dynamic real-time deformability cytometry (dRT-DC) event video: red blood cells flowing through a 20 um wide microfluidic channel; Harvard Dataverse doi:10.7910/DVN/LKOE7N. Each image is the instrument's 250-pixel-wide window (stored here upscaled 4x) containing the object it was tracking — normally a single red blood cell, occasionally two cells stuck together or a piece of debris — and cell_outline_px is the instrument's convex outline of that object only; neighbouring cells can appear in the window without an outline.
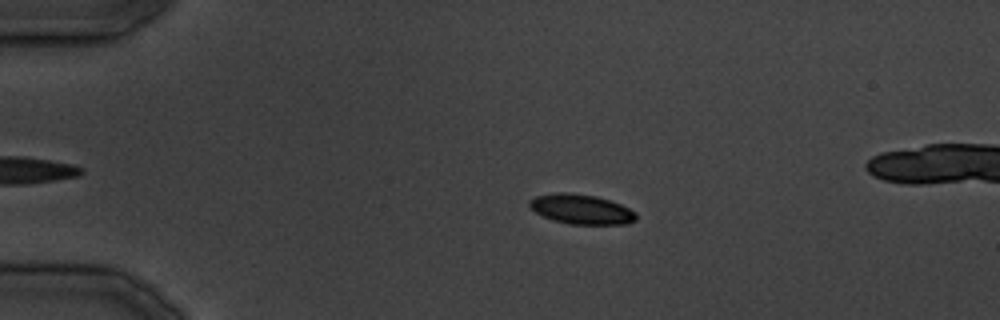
{"species": "common noctule bat (a hibernating species)", "species_latin": "Nyctalus noctula", "temperature_condition": "cold", "stored_images_in_passage": 32, "camera_frame_rate_fps": 3000, "um_per_image_px": 0.085, "animal": {"sex": "male", "body_mass_g": 19.5, "forearm_length_mm": 54.6}, "frame": {"image": 1, "passage_image": 8, "time_ms": 8.667, "image_size_px": [1000, 320], "cell_outline_px": [[636, 220], [624, 224], [572, 224], [552, 220], [536, 212], [528, 204], [528, 200], [536, 196], [556, 192], [572, 192], [596, 196], [620, 204], [636, 212]], "centroid_in_image_um": [49.39, 17.77], "position_along_channel_um": 35.6, "area_um2": 18.44}}
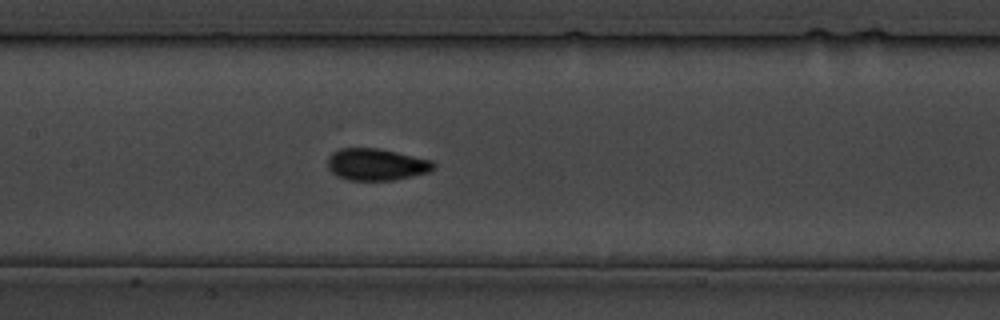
{"frame": {"image": 2, "passage_image": 18, "time_ms": 21.0, "image_size_px": [1000, 320], "cell_outline_px": [[436, 168], [428, 172], [392, 180], [348, 180], [336, 176], [328, 168], [328, 156], [332, 152], [340, 148], [376, 148], [396, 152], [432, 160], [436, 164]], "centroid_in_image_um": [31.97, 13.97], "position_along_channel_um": 175.4, "area_um2": 19.65}}
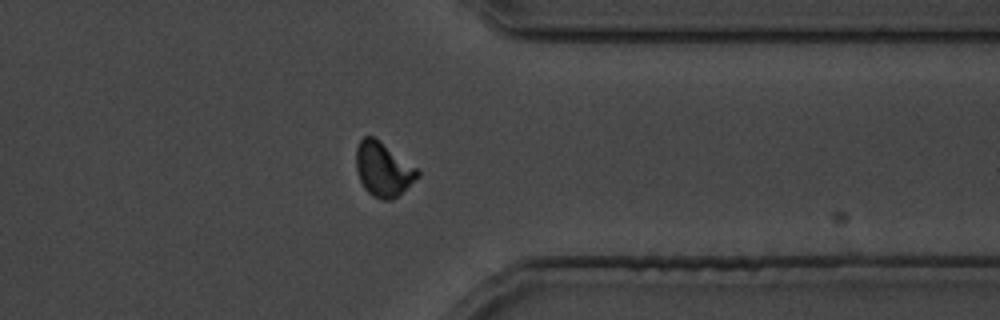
{"frame": {"image": 3, "passage_image": 29, "time_ms": 34.667, "image_size_px": [1000, 320], "cell_outline_px": [[420, 176], [392, 200], [380, 200], [372, 196], [364, 188], [360, 180], [356, 168], [356, 148], [360, 140], [364, 136], [372, 136], [380, 140], [416, 168], [420, 172]], "centroid_in_image_um": [32.55, 14.39], "position_along_channel_um": 378.8, "area_um2": 19.31}}